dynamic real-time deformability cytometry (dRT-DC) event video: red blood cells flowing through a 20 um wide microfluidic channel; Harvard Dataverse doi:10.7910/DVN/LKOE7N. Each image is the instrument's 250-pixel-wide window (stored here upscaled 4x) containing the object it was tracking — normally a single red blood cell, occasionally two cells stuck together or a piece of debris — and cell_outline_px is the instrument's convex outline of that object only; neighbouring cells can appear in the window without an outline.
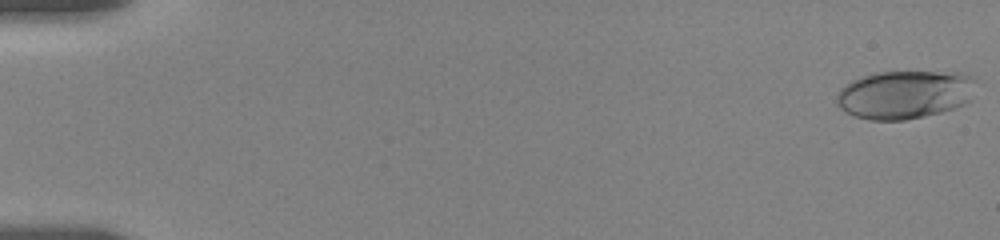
{"species": "human", "species_latin": "Homo sapiens", "temperature_condition": "room temperature", "stored_images_in_passage": 8, "camera_frame_rate_fps": 3000, "um_per_image_px": 0.085, "donor": {"sex": "female"}, "frame": {"image": 1, "passage_image": 1, "time_ms": 0.0, "image_size_px": [1000, 240], "cell_outline_px": [[976, 80], [972, 100], [956, 108], [924, 116], [904, 120], [872, 120], [852, 116], [844, 112], [836, 104], [836, 96], [840, 88], [852, 80], [872, 72], [960, 72], [972, 76]], "centroid_in_image_um": [76.9, 8.03], "position_along_channel_um": 8.1, "area_um2": 39.82}}